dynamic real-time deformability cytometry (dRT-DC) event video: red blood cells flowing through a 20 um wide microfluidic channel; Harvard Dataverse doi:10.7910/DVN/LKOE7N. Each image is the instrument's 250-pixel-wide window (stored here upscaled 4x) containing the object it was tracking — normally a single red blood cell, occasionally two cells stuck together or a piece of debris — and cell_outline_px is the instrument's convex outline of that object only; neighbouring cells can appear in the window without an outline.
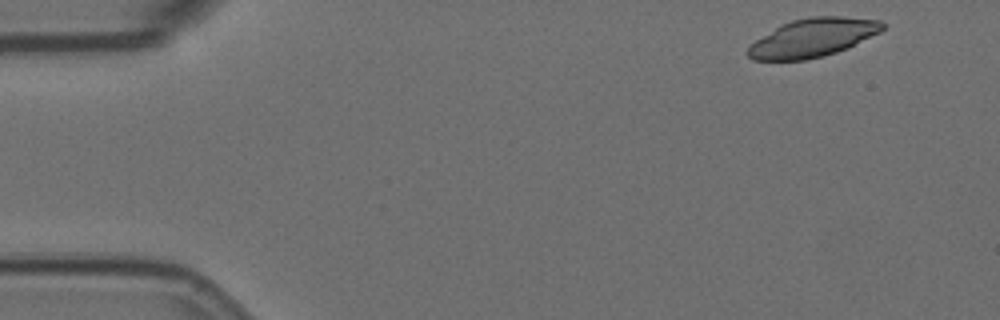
{"species": "Egyptian fruit bat (a non-hibernating species)", "species_latin": "Rousettus aegyptiacus", "temperature_condition": "room temperature", "stored_images_in_passage": 13, "camera_frame_rate_fps": 3000, "um_per_image_px": 0.085, "animal": {"sex": "female"}, "frame": {"image": 1, "passage_image": 1, "time_ms": 0.0, "image_size_px": [1000, 320], "cell_outline_px": [[884, 28], [880, 32], [848, 48], [836, 52], [804, 60], [752, 60], [744, 52], [756, 40], [776, 28], [792, 20], [812, 16], [840, 16], [880, 20], [884, 24]], "centroid_in_image_um": [69.1, 3.21], "position_along_channel_um": 15.9, "area_um2": 29.82}}